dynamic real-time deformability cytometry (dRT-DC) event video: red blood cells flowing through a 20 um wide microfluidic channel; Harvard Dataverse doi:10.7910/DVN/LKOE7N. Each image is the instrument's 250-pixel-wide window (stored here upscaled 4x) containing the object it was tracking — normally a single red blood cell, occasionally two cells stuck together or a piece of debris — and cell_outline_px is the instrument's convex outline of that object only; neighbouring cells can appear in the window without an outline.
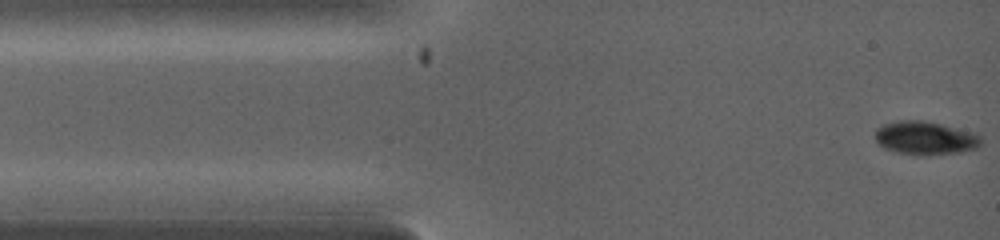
{"species": "common noctule bat (a hibernating species)", "species_latin": "Nyctalus noctula", "temperature_condition": "warm", "stored_images_in_passage": 4, "camera_frame_rate_fps": 5000, "um_per_image_px": 0.085, "animal": {"sex": "female", "body_mass_g": 19.0, "forearm_length_mm": 53.3}, "frame": {"image": 1, "passage_image": 1, "time_ms": 0.0, "image_size_px": [1000, 240], "cell_outline_px": [[980, 144], [976, 148], [960, 152], [928, 156], [916, 156], [896, 152], [884, 148], [876, 144], [876, 128], [884, 124], [900, 120], [924, 120], [972, 132], [980, 136]], "centroid_in_image_um": [78.6, 11.75], "position_along_channel_um": 6.4, "area_um2": 20.75}}
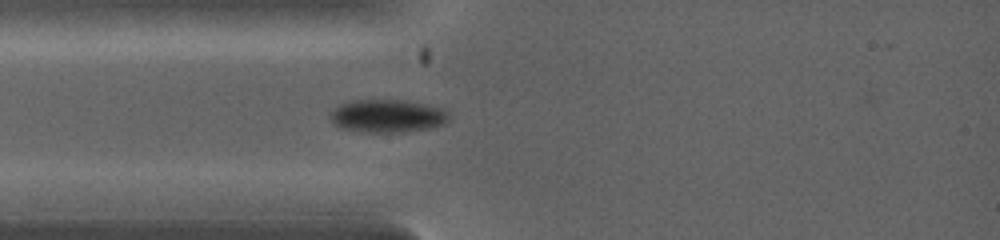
{"frame": {"image": 2, "passage_image": 4, "time_ms": 2.0, "image_size_px": [1000, 240], "cell_outline_px": [[448, 120], [444, 124], [432, 128], [400, 132], [368, 132], [336, 128], [332, 124], [328, 116], [340, 104], [352, 100], [404, 100], [424, 104], [440, 108], [448, 116]], "centroid_in_image_um": [32.86, 9.87], "position_along_channel_um": 52.1, "area_um2": 22.77}}